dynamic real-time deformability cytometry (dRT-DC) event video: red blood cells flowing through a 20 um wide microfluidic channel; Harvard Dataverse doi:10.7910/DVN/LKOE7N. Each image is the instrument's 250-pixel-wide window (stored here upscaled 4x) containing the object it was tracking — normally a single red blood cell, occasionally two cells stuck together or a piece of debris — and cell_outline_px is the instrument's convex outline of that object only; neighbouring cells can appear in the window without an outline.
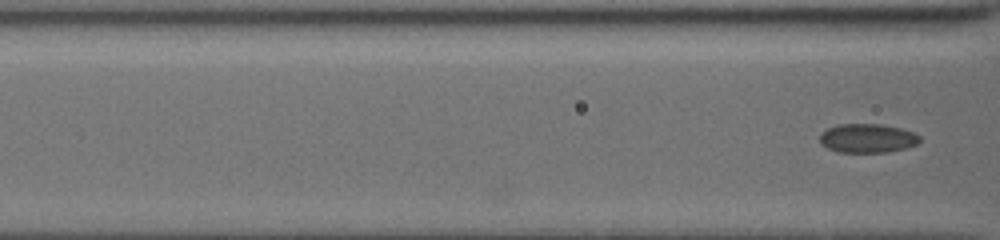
{"species": "common noctule bat (a hibernating species)", "species_latin": "Nyctalus noctula", "temperature_condition": "cold", "stored_images_in_passage": 4, "camera_frame_rate_fps": 3000, "um_per_image_px": 0.085, "animal": {"sex": "female", "body_mass_g": 19.5, "forearm_length_mm": 54.1}, "frame": {"image": 1, "passage_image": 4, "time_ms": 0.667, "image_size_px": [1000, 240], "cell_outline_px": [[920, 140], [916, 144], [904, 148], [884, 152], [836, 152], [820, 144], [820, 136], [828, 128], [836, 124], [880, 124], [900, 128], [912, 132], [920, 136]], "centroid_in_image_um": [73.7, 11.75], "position_along_channel_um": 92.9, "area_um2": 16.7}}